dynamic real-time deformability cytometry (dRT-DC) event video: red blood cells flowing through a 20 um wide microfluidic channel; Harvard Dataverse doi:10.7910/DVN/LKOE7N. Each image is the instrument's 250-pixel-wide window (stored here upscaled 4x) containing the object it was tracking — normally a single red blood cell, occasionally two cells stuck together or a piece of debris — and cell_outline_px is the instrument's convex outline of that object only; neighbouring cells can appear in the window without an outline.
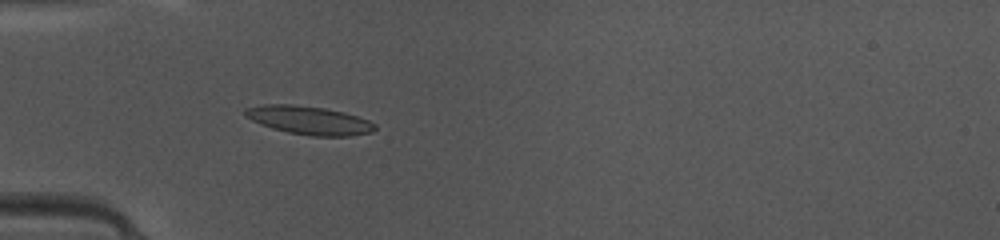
{"species": "common noctule bat (a hibernating species)", "species_latin": "Nyctalus noctula", "temperature_condition": "warm", "stored_images_in_passage": 28, "camera_frame_rate_fps": 3000, "um_per_image_px": 0.085, "animal": {"sex": "female", "body_mass_g": 10.0, "forearm_length_mm": 53.1}, "frame": {"image": 1, "passage_image": 1, "time_ms": 0.0, "image_size_px": [1000, 240], "cell_outline_px": [[376, 128], [372, 132], [348, 136], [312, 136], [288, 132], [272, 128], [260, 124], [252, 120], [244, 112], [244, 108], [264, 104], [292, 104], [324, 108], [344, 112], [368, 120], [376, 124]], "centroid_in_image_um": [26.28, 10.22], "position_along_channel_um": 58.7, "area_um2": 21.39}}
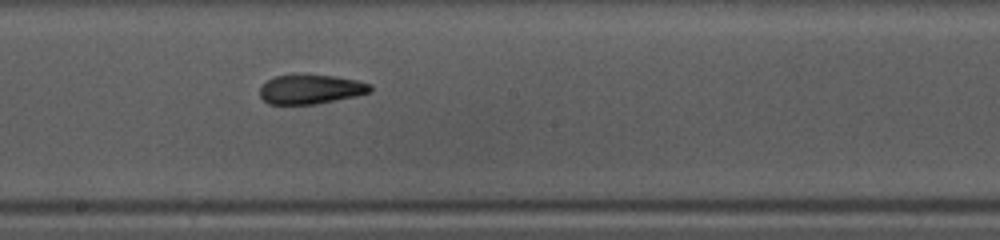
{"frame": {"image": 2, "passage_image": 13, "time_ms": 4.0, "image_size_px": [1000, 240], "cell_outline_px": [[372, 92], [356, 96], [316, 104], [268, 104], [260, 96], [260, 88], [268, 80], [276, 76], [296, 72], [336, 76], [356, 80], [372, 84]], "centroid_in_image_um": [26.42, 7.55], "position_along_channel_um": 221.8, "area_um2": 19.42}}
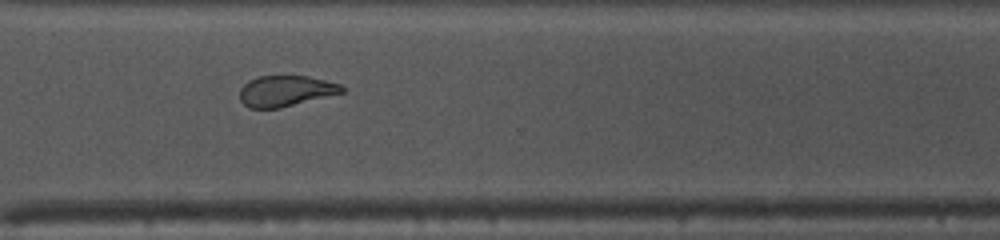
{"frame": {"image": 3, "passage_image": 22, "time_ms": 7.0, "image_size_px": [1000, 240], "cell_outline_px": [[344, 92], [280, 108], [248, 108], [240, 100], [240, 88], [248, 80], [256, 76], [308, 76], [340, 84], [344, 88]], "centroid_in_image_um": [24.25, 7.73], "position_along_channel_um": 346.4, "area_um2": 18.32}, "authors_computed_cell_mechanics": {"area_um2": 19.074, "velocity_mm_per_s": 4.1685, "shape_relaxation_time_tau1_ms": 7.3119, "shape_relaxation_time_tau2_ms": 4.7146, "deformation_change_tau1": 0.241, "deformation_change_tau2": 0.1129}}